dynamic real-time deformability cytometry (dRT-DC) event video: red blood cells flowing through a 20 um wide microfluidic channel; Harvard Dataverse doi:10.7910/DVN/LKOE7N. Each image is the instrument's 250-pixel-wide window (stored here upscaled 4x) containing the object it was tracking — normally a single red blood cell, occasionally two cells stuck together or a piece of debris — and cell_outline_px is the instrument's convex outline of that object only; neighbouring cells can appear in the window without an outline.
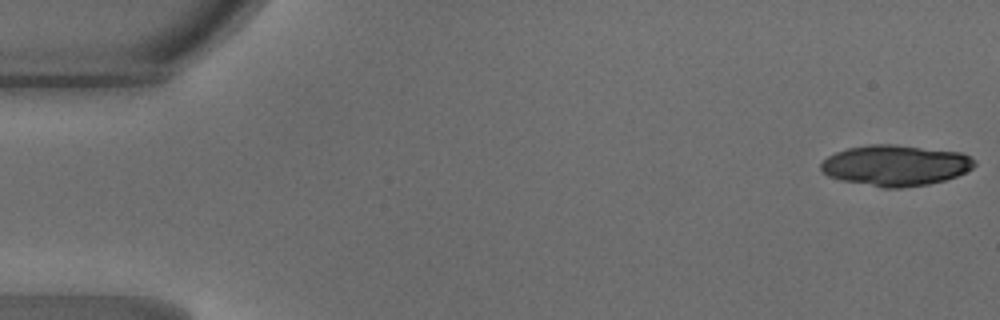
{"species": "common noctule bat (a hibernating species)", "species_latin": "Nyctalus noctula", "temperature_condition": "warm", "stored_images_in_passage": 3, "camera_frame_rate_fps": 3000, "um_per_image_px": 0.085, "animal": {"sex": "male", "body_mass_g": 18.8}, "frame": {"image": 1, "passage_image": 1, "time_ms": 0.0, "image_size_px": [1000, 320], "cell_outline_px": [[976, 164], [972, 168], [956, 176], [944, 180], [928, 184], [900, 188], [884, 188], [840, 180], [828, 176], [820, 168], [820, 164], [828, 156], [836, 152], [848, 148], [868, 144], [892, 144], [960, 152], [976, 160]], "centroid_in_image_um": [76.1, 14.06], "position_along_channel_um": 8.9, "area_um2": 36.41}}